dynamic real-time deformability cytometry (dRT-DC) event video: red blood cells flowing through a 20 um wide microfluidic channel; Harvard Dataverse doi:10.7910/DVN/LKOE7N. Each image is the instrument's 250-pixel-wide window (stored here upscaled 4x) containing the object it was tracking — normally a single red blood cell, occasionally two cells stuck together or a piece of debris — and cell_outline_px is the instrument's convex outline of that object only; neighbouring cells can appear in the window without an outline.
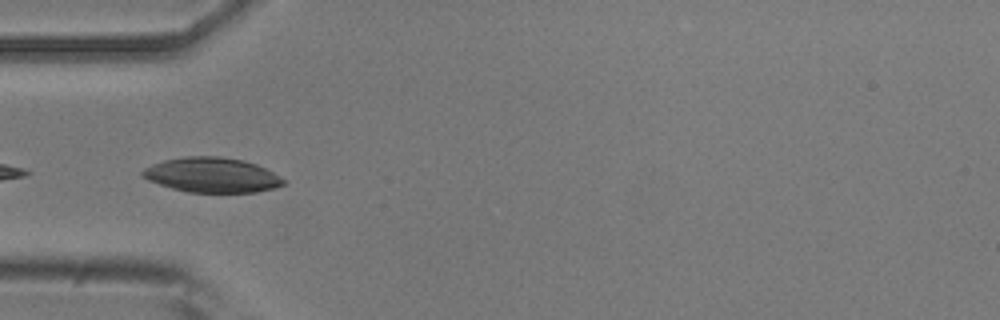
{"species": "common noctule bat (a hibernating species)", "species_latin": "Nyctalus noctula", "temperature_condition": "room temperature", "stored_images_in_passage": 5, "camera_frame_rate_fps": 3000, "um_per_image_px": 0.085, "animal": {"sex": "male", "body_mass_g": 20.5, "forearm_length_mm": 52.5}, "frame": {"image": 1, "passage_image": 2, "time_ms": 0.333, "image_size_px": [1000, 320], "cell_outline_px": [[284, 184], [276, 188], [256, 192], [188, 192], [172, 188], [148, 180], [140, 176], [140, 172], [144, 168], [152, 164], [164, 160], [184, 156], [220, 156], [244, 160], [256, 164], [280, 176], [284, 180]], "centroid_in_image_um": [17.99, 14.87], "position_along_channel_um": 67.0, "area_um2": 28.67}}
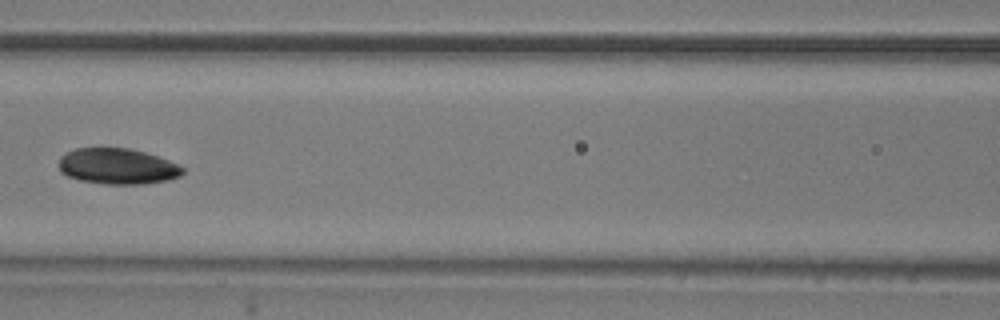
{"frame": {"image": 2, "passage_image": 4, "time_ms": 1.0, "image_size_px": [1000, 320], "cell_outline_px": [[184, 172], [180, 176], [168, 180], [144, 184], [104, 184], [80, 180], [68, 176], [60, 172], [60, 156], [76, 148], [128, 148], [144, 152], [168, 160], [184, 168]], "centroid_in_image_um": [9.99, 14.14], "position_along_channel_um": 156.6, "area_um2": 25.72}}
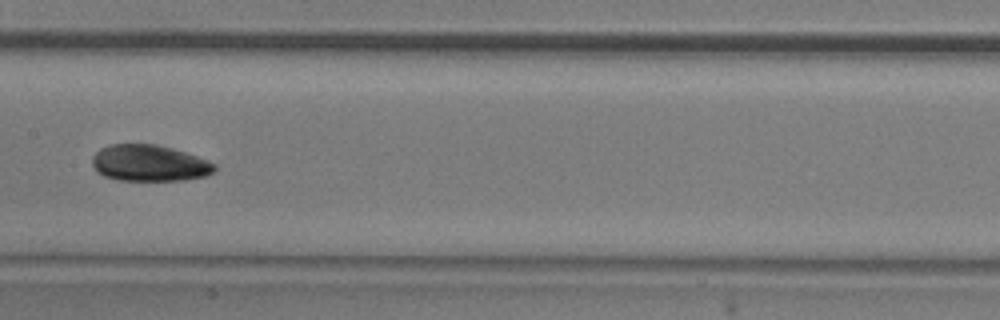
{"frame": {"image": 3, "passage_image": 5, "time_ms": 1.333, "image_size_px": [1000, 320], "cell_outline_px": [[216, 168], [212, 172], [204, 176], [184, 180], [120, 180], [104, 176], [96, 172], [92, 164], [92, 156], [100, 148], [108, 144], [156, 144], [172, 148], [208, 160], [216, 164]], "centroid_in_image_um": [12.66, 13.86], "position_along_channel_um": 194.7, "area_um2": 25.95}}